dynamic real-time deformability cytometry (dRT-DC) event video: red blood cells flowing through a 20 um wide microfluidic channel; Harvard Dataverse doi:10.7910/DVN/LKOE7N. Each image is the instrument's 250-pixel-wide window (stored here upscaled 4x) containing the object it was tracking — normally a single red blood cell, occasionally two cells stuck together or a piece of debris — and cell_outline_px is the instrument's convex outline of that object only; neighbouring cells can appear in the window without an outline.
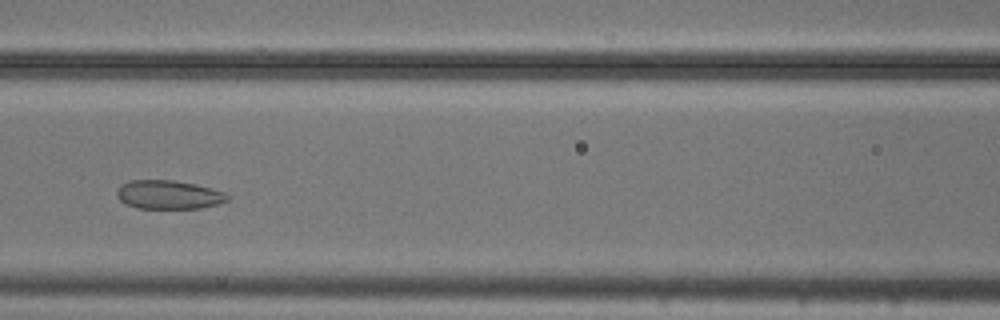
{"species": "common noctule bat (a hibernating species)", "species_latin": "Nyctalus noctula", "temperature_condition": "cold", "stored_images_in_passage": 41, "camera_frame_rate_fps": 3000, "um_per_image_px": 0.085, "animal": {"sex": "male", "body_mass_g": 20.5, "forearm_length_mm": 52.5}, "frame": {"image": 1, "passage_image": 12, "time_ms": 3.667, "image_size_px": [1000, 320], "cell_outline_px": [[228, 200], [220, 204], [200, 208], [136, 208], [124, 204], [116, 196], [116, 192], [120, 184], [128, 180], [172, 180], [196, 184], [212, 188], [224, 192], [228, 196]], "centroid_in_image_um": [14.3, 16.54], "position_along_channel_um": 152.3, "area_um2": 18.73}}
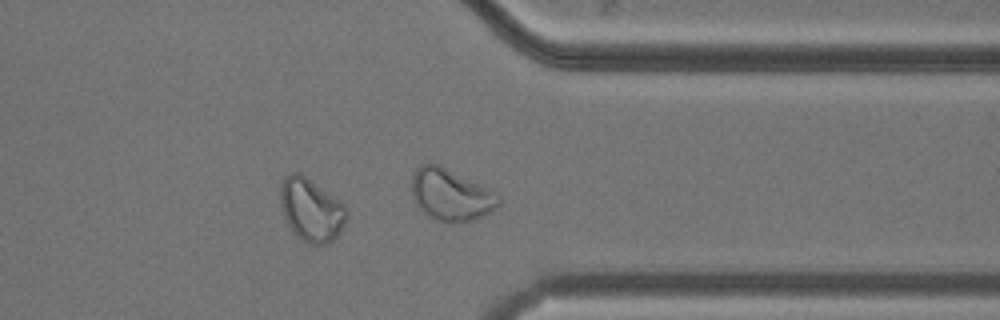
{"frame": {"image": 2, "passage_image": 30, "time_ms": 9.667, "image_size_px": [1000, 320], "cell_outline_px": [[348, 216], [340, 232], [328, 244], [316, 248], [308, 244], [296, 236], [288, 224], [284, 216], [280, 200], [280, 188], [284, 176], [288, 172], [300, 172], [340, 200], [344, 204], [348, 212]], "centroid_in_image_um": [26.46, 17.85], "position_along_channel_um": 384.9, "area_um2": 24.8}}
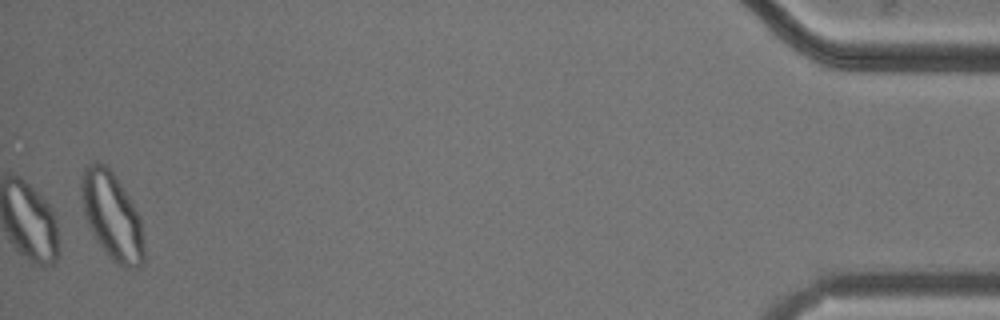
{"frame": {"image": 3, "passage_image": 41, "time_ms": 13.333, "image_size_px": [1000, 320], "cell_outline_px": [[144, 260], [140, 268], [124, 268], [116, 264], [112, 260], [96, 240], [84, 216], [80, 192], [80, 184], [84, 168], [96, 160], [104, 164], [112, 172], [136, 208], [140, 220], [144, 248]], "centroid_in_image_um": [9.5, 18.38], "position_along_channel_um": 425.7, "area_um2": 31.85}, "authors_computed_cell_mechanics": {"area_um2": 22.1952, "velocity_mm_per_s": 3.7238, "shape_relaxation_time_tau1_ms": null, "shape_relaxation_time_tau2_ms": 1.7978, "deformation_change_tau1": null, "deformation_change_tau2": 0.077}}